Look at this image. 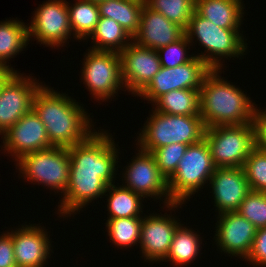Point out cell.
<instances>
[{
  "label": "cell",
  "instance_id": "cell-1",
  "mask_svg": "<svg viewBox=\"0 0 266 267\" xmlns=\"http://www.w3.org/2000/svg\"><path fill=\"white\" fill-rule=\"evenodd\" d=\"M112 139L107 131L95 129L85 141L68 147L70 173L65 194L58 205L61 216L71 217L93 199L106 195L108 185L115 183L119 152Z\"/></svg>",
  "mask_w": 266,
  "mask_h": 267
},
{
  "label": "cell",
  "instance_id": "cell-2",
  "mask_svg": "<svg viewBox=\"0 0 266 267\" xmlns=\"http://www.w3.org/2000/svg\"><path fill=\"white\" fill-rule=\"evenodd\" d=\"M33 111L43 122L53 146L77 145L95 131H91L94 125L91 124L92 120L88 118L83 106L66 94L46 87L45 84L34 96Z\"/></svg>",
  "mask_w": 266,
  "mask_h": 267
},
{
  "label": "cell",
  "instance_id": "cell-3",
  "mask_svg": "<svg viewBox=\"0 0 266 267\" xmlns=\"http://www.w3.org/2000/svg\"><path fill=\"white\" fill-rule=\"evenodd\" d=\"M212 69L199 89L200 115L205 127L252 123L257 107L244 91ZM222 77V79H221Z\"/></svg>",
  "mask_w": 266,
  "mask_h": 267
},
{
  "label": "cell",
  "instance_id": "cell-4",
  "mask_svg": "<svg viewBox=\"0 0 266 267\" xmlns=\"http://www.w3.org/2000/svg\"><path fill=\"white\" fill-rule=\"evenodd\" d=\"M205 130L201 115H172L152 110L136 139V145L146 152L172 143L191 145L204 138Z\"/></svg>",
  "mask_w": 266,
  "mask_h": 267
},
{
  "label": "cell",
  "instance_id": "cell-5",
  "mask_svg": "<svg viewBox=\"0 0 266 267\" xmlns=\"http://www.w3.org/2000/svg\"><path fill=\"white\" fill-rule=\"evenodd\" d=\"M185 34L190 43L196 38L199 44L206 49L205 53L197 54L196 56L203 60L211 69L222 70L223 64L221 60L223 58H238L239 55H245L244 52L247 51V43L244 41L240 29L220 28L208 19L200 16L195 10L185 30Z\"/></svg>",
  "mask_w": 266,
  "mask_h": 267
},
{
  "label": "cell",
  "instance_id": "cell-6",
  "mask_svg": "<svg viewBox=\"0 0 266 267\" xmlns=\"http://www.w3.org/2000/svg\"><path fill=\"white\" fill-rule=\"evenodd\" d=\"M215 166L205 138L188 145L175 173L167 180L169 196L174 203H185L210 181Z\"/></svg>",
  "mask_w": 266,
  "mask_h": 267
},
{
  "label": "cell",
  "instance_id": "cell-7",
  "mask_svg": "<svg viewBox=\"0 0 266 267\" xmlns=\"http://www.w3.org/2000/svg\"><path fill=\"white\" fill-rule=\"evenodd\" d=\"M16 166L27 181L65 194L70 173L68 147L53 146L20 156Z\"/></svg>",
  "mask_w": 266,
  "mask_h": 267
},
{
  "label": "cell",
  "instance_id": "cell-8",
  "mask_svg": "<svg viewBox=\"0 0 266 267\" xmlns=\"http://www.w3.org/2000/svg\"><path fill=\"white\" fill-rule=\"evenodd\" d=\"M206 139L218 167H243L255 147L253 123L207 127Z\"/></svg>",
  "mask_w": 266,
  "mask_h": 267
},
{
  "label": "cell",
  "instance_id": "cell-9",
  "mask_svg": "<svg viewBox=\"0 0 266 267\" xmlns=\"http://www.w3.org/2000/svg\"><path fill=\"white\" fill-rule=\"evenodd\" d=\"M88 51L83 59L81 74L83 84L91 92L92 97L101 99L102 102L107 101L115 97L118 90L124 87L121 55L117 52L98 51L91 48Z\"/></svg>",
  "mask_w": 266,
  "mask_h": 267
},
{
  "label": "cell",
  "instance_id": "cell-10",
  "mask_svg": "<svg viewBox=\"0 0 266 267\" xmlns=\"http://www.w3.org/2000/svg\"><path fill=\"white\" fill-rule=\"evenodd\" d=\"M135 158V159H134ZM128 166L125 167L123 187L131 189L143 198L151 197L156 199L164 198L165 208L174 211L179 205L184 203H174L168 190V181L160 173L153 155L142 149L134 156ZM127 183V184H126Z\"/></svg>",
  "mask_w": 266,
  "mask_h": 267
},
{
  "label": "cell",
  "instance_id": "cell-11",
  "mask_svg": "<svg viewBox=\"0 0 266 267\" xmlns=\"http://www.w3.org/2000/svg\"><path fill=\"white\" fill-rule=\"evenodd\" d=\"M212 69L200 58L176 67H161L149 84L137 95L153 103L162 95L177 89H200Z\"/></svg>",
  "mask_w": 266,
  "mask_h": 267
},
{
  "label": "cell",
  "instance_id": "cell-12",
  "mask_svg": "<svg viewBox=\"0 0 266 267\" xmlns=\"http://www.w3.org/2000/svg\"><path fill=\"white\" fill-rule=\"evenodd\" d=\"M13 72L0 89V135L33 109L34 96L42 86L34 78Z\"/></svg>",
  "mask_w": 266,
  "mask_h": 267
},
{
  "label": "cell",
  "instance_id": "cell-13",
  "mask_svg": "<svg viewBox=\"0 0 266 267\" xmlns=\"http://www.w3.org/2000/svg\"><path fill=\"white\" fill-rule=\"evenodd\" d=\"M33 15L28 26L29 41L34 37L45 46L59 48L71 37L66 0H48L39 5Z\"/></svg>",
  "mask_w": 266,
  "mask_h": 267
},
{
  "label": "cell",
  "instance_id": "cell-14",
  "mask_svg": "<svg viewBox=\"0 0 266 267\" xmlns=\"http://www.w3.org/2000/svg\"><path fill=\"white\" fill-rule=\"evenodd\" d=\"M120 55L124 88L137 96L162 67L158 52L131 41Z\"/></svg>",
  "mask_w": 266,
  "mask_h": 267
},
{
  "label": "cell",
  "instance_id": "cell-15",
  "mask_svg": "<svg viewBox=\"0 0 266 267\" xmlns=\"http://www.w3.org/2000/svg\"><path fill=\"white\" fill-rule=\"evenodd\" d=\"M3 135L2 148L15 160L24 154L53 147L43 122L33 109L24 114Z\"/></svg>",
  "mask_w": 266,
  "mask_h": 267
},
{
  "label": "cell",
  "instance_id": "cell-16",
  "mask_svg": "<svg viewBox=\"0 0 266 267\" xmlns=\"http://www.w3.org/2000/svg\"><path fill=\"white\" fill-rule=\"evenodd\" d=\"M214 240L221 252L246 259L252 248L257 228L238 212H225L217 217Z\"/></svg>",
  "mask_w": 266,
  "mask_h": 267
},
{
  "label": "cell",
  "instance_id": "cell-17",
  "mask_svg": "<svg viewBox=\"0 0 266 267\" xmlns=\"http://www.w3.org/2000/svg\"><path fill=\"white\" fill-rule=\"evenodd\" d=\"M209 182L219 214L237 211L251 191L243 167H218Z\"/></svg>",
  "mask_w": 266,
  "mask_h": 267
},
{
  "label": "cell",
  "instance_id": "cell-18",
  "mask_svg": "<svg viewBox=\"0 0 266 267\" xmlns=\"http://www.w3.org/2000/svg\"><path fill=\"white\" fill-rule=\"evenodd\" d=\"M150 214L144 216L141 224L139 244L142 256L149 262L162 261L170 248L174 233L180 225L178 220L168 215ZM163 215V216H162Z\"/></svg>",
  "mask_w": 266,
  "mask_h": 267
},
{
  "label": "cell",
  "instance_id": "cell-19",
  "mask_svg": "<svg viewBox=\"0 0 266 267\" xmlns=\"http://www.w3.org/2000/svg\"><path fill=\"white\" fill-rule=\"evenodd\" d=\"M21 225L12 231V242L17 267H43L50 257L51 241L44 226ZM43 228V229H42Z\"/></svg>",
  "mask_w": 266,
  "mask_h": 267
},
{
  "label": "cell",
  "instance_id": "cell-20",
  "mask_svg": "<svg viewBox=\"0 0 266 267\" xmlns=\"http://www.w3.org/2000/svg\"><path fill=\"white\" fill-rule=\"evenodd\" d=\"M184 34L182 27L144 5L140 14L139 30L132 40L139 46L158 50L180 39Z\"/></svg>",
  "mask_w": 266,
  "mask_h": 267
},
{
  "label": "cell",
  "instance_id": "cell-21",
  "mask_svg": "<svg viewBox=\"0 0 266 267\" xmlns=\"http://www.w3.org/2000/svg\"><path fill=\"white\" fill-rule=\"evenodd\" d=\"M242 0H195V11L223 29H239L243 18Z\"/></svg>",
  "mask_w": 266,
  "mask_h": 267
},
{
  "label": "cell",
  "instance_id": "cell-22",
  "mask_svg": "<svg viewBox=\"0 0 266 267\" xmlns=\"http://www.w3.org/2000/svg\"><path fill=\"white\" fill-rule=\"evenodd\" d=\"M97 4L100 17L113 19L131 37L138 32L140 14L145 3L133 0H104Z\"/></svg>",
  "mask_w": 266,
  "mask_h": 267
},
{
  "label": "cell",
  "instance_id": "cell-23",
  "mask_svg": "<svg viewBox=\"0 0 266 267\" xmlns=\"http://www.w3.org/2000/svg\"><path fill=\"white\" fill-rule=\"evenodd\" d=\"M28 24L19 20H8L0 23V67L10 69L7 62L15 55L19 54L24 47L28 46Z\"/></svg>",
  "mask_w": 266,
  "mask_h": 267
},
{
  "label": "cell",
  "instance_id": "cell-24",
  "mask_svg": "<svg viewBox=\"0 0 266 267\" xmlns=\"http://www.w3.org/2000/svg\"><path fill=\"white\" fill-rule=\"evenodd\" d=\"M93 40V50L121 53L132 41V37L116 21L100 17L94 31L89 36ZM131 40V41H130Z\"/></svg>",
  "mask_w": 266,
  "mask_h": 267
},
{
  "label": "cell",
  "instance_id": "cell-25",
  "mask_svg": "<svg viewBox=\"0 0 266 267\" xmlns=\"http://www.w3.org/2000/svg\"><path fill=\"white\" fill-rule=\"evenodd\" d=\"M199 101V89H177L160 96L154 102V110L172 115H200Z\"/></svg>",
  "mask_w": 266,
  "mask_h": 267
},
{
  "label": "cell",
  "instance_id": "cell-26",
  "mask_svg": "<svg viewBox=\"0 0 266 267\" xmlns=\"http://www.w3.org/2000/svg\"><path fill=\"white\" fill-rule=\"evenodd\" d=\"M195 232L196 231L190 228L188 229L186 226L183 227V224H180L174 233L169 251L162 262L164 260L172 261L177 267L187 266L191 261L193 262L201 250L200 235Z\"/></svg>",
  "mask_w": 266,
  "mask_h": 267
},
{
  "label": "cell",
  "instance_id": "cell-27",
  "mask_svg": "<svg viewBox=\"0 0 266 267\" xmlns=\"http://www.w3.org/2000/svg\"><path fill=\"white\" fill-rule=\"evenodd\" d=\"M107 192H109L107 211L110 214L108 219L141 217L143 201L141 195L122 185L114 184L108 185Z\"/></svg>",
  "mask_w": 266,
  "mask_h": 267
},
{
  "label": "cell",
  "instance_id": "cell-28",
  "mask_svg": "<svg viewBox=\"0 0 266 267\" xmlns=\"http://www.w3.org/2000/svg\"><path fill=\"white\" fill-rule=\"evenodd\" d=\"M70 27L77 40L88 39L100 19L98 4L88 0H77L70 6L67 2Z\"/></svg>",
  "mask_w": 266,
  "mask_h": 267
},
{
  "label": "cell",
  "instance_id": "cell-29",
  "mask_svg": "<svg viewBox=\"0 0 266 267\" xmlns=\"http://www.w3.org/2000/svg\"><path fill=\"white\" fill-rule=\"evenodd\" d=\"M143 217L115 218L106 220L107 232L112 243L127 249L139 244Z\"/></svg>",
  "mask_w": 266,
  "mask_h": 267
},
{
  "label": "cell",
  "instance_id": "cell-30",
  "mask_svg": "<svg viewBox=\"0 0 266 267\" xmlns=\"http://www.w3.org/2000/svg\"><path fill=\"white\" fill-rule=\"evenodd\" d=\"M145 5L184 30L195 10V0H146Z\"/></svg>",
  "mask_w": 266,
  "mask_h": 267
},
{
  "label": "cell",
  "instance_id": "cell-31",
  "mask_svg": "<svg viewBox=\"0 0 266 267\" xmlns=\"http://www.w3.org/2000/svg\"><path fill=\"white\" fill-rule=\"evenodd\" d=\"M243 168L251 191L266 193V151L254 147Z\"/></svg>",
  "mask_w": 266,
  "mask_h": 267
},
{
  "label": "cell",
  "instance_id": "cell-32",
  "mask_svg": "<svg viewBox=\"0 0 266 267\" xmlns=\"http://www.w3.org/2000/svg\"><path fill=\"white\" fill-rule=\"evenodd\" d=\"M187 147V144L172 143L150 152L155 159L160 173L166 180L175 173L178 163L183 157Z\"/></svg>",
  "mask_w": 266,
  "mask_h": 267
},
{
  "label": "cell",
  "instance_id": "cell-33",
  "mask_svg": "<svg viewBox=\"0 0 266 267\" xmlns=\"http://www.w3.org/2000/svg\"><path fill=\"white\" fill-rule=\"evenodd\" d=\"M236 212L257 229L266 227V193L250 191Z\"/></svg>",
  "mask_w": 266,
  "mask_h": 267
},
{
  "label": "cell",
  "instance_id": "cell-34",
  "mask_svg": "<svg viewBox=\"0 0 266 267\" xmlns=\"http://www.w3.org/2000/svg\"><path fill=\"white\" fill-rule=\"evenodd\" d=\"M189 45L190 42L188 37L186 34H184L175 42L159 48L157 52L160 58L161 66L167 68L176 67L192 60L195 56L189 54L187 55L186 51L190 48Z\"/></svg>",
  "mask_w": 266,
  "mask_h": 267
},
{
  "label": "cell",
  "instance_id": "cell-35",
  "mask_svg": "<svg viewBox=\"0 0 266 267\" xmlns=\"http://www.w3.org/2000/svg\"><path fill=\"white\" fill-rule=\"evenodd\" d=\"M245 261L266 267V227L257 229L252 248Z\"/></svg>",
  "mask_w": 266,
  "mask_h": 267
},
{
  "label": "cell",
  "instance_id": "cell-36",
  "mask_svg": "<svg viewBox=\"0 0 266 267\" xmlns=\"http://www.w3.org/2000/svg\"><path fill=\"white\" fill-rule=\"evenodd\" d=\"M0 267H17L12 242V231L0 235Z\"/></svg>",
  "mask_w": 266,
  "mask_h": 267
},
{
  "label": "cell",
  "instance_id": "cell-37",
  "mask_svg": "<svg viewBox=\"0 0 266 267\" xmlns=\"http://www.w3.org/2000/svg\"><path fill=\"white\" fill-rule=\"evenodd\" d=\"M254 127L255 147L266 151V108L265 111L256 109L252 120Z\"/></svg>",
  "mask_w": 266,
  "mask_h": 267
},
{
  "label": "cell",
  "instance_id": "cell-38",
  "mask_svg": "<svg viewBox=\"0 0 266 267\" xmlns=\"http://www.w3.org/2000/svg\"><path fill=\"white\" fill-rule=\"evenodd\" d=\"M14 71L0 67V89L3 84V82L13 73Z\"/></svg>",
  "mask_w": 266,
  "mask_h": 267
},
{
  "label": "cell",
  "instance_id": "cell-39",
  "mask_svg": "<svg viewBox=\"0 0 266 267\" xmlns=\"http://www.w3.org/2000/svg\"><path fill=\"white\" fill-rule=\"evenodd\" d=\"M88 1H93V2H95V3H98V2H100V1H104V0H88Z\"/></svg>",
  "mask_w": 266,
  "mask_h": 267
},
{
  "label": "cell",
  "instance_id": "cell-40",
  "mask_svg": "<svg viewBox=\"0 0 266 267\" xmlns=\"http://www.w3.org/2000/svg\"><path fill=\"white\" fill-rule=\"evenodd\" d=\"M133 1H136V2H143V3L146 2V0H133Z\"/></svg>",
  "mask_w": 266,
  "mask_h": 267
}]
</instances>
